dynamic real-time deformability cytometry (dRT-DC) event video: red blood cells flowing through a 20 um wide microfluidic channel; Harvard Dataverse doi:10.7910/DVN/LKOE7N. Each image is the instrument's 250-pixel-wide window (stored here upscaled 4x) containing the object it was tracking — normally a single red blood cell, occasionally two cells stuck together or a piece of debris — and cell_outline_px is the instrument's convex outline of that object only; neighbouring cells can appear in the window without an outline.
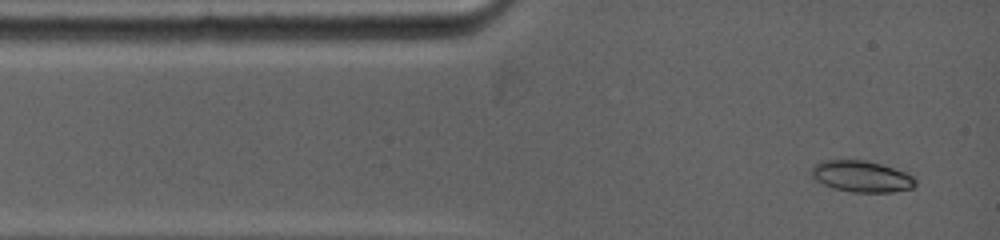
{"species": "common noctule bat (a hibernating species)", "species_latin": "Nyctalus noctula", "temperature_condition": "warm", "stored_images_in_passage": 11, "camera_frame_rate_fps": 5000, "um_per_image_px": 0.085, "animal": {"sex": "female", "body_mass_g": 19.0, "forearm_length_mm": 53.3}, "frame": {"image": 1, "passage_image": 1, "time_ms": 0.0, "image_size_px": [1000, 240], "cell_outline_px": [[916, 184], [912, 188], [892, 192], [852, 192], [832, 188], [816, 180], [808, 172], [816, 164], [824, 160], [868, 160], [904, 172], [912, 176], [916, 180]], "centroid_in_image_um": [73.2, 15.0], "position_along_channel_um": 11.8, "area_um2": 18.9}}
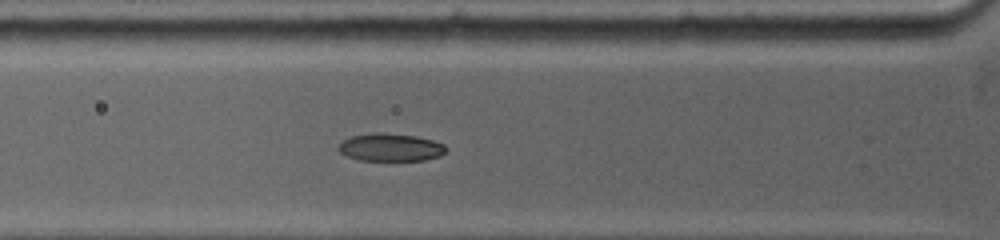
{"frame": {"image": 2, "passage_image": 8, "time_ms": 3.0, "image_size_px": [1000, 240], "cell_outline_px": [[448, 148], [440, 156], [424, 160], [360, 160], [348, 156], [340, 152], [336, 148], [344, 140], [352, 136], [376, 132], [380, 132], [416, 136], [432, 140], [444, 144]], "centroid_in_image_um": [33.21, 12.52], "position_along_channel_um": 92.6, "area_um2": 17.28}}
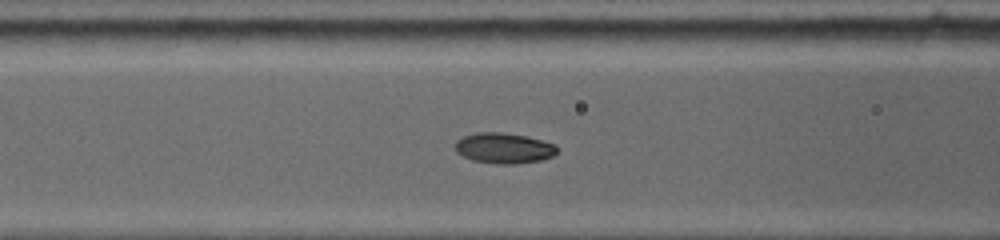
{"frame": {"image": 3, "passage_image": 10, "time_ms": 3.8, "image_size_px": [1000, 240], "cell_outline_px": [[556, 152], [552, 156], [540, 160], [516, 164], [496, 164], [472, 160], [456, 152], [456, 140], [464, 136], [476, 132], [500, 132], [524, 136], [556, 144]], "centroid_in_image_um": [42.8, 12.59], "position_along_channel_um": 123.8, "area_um2": 17.98}}